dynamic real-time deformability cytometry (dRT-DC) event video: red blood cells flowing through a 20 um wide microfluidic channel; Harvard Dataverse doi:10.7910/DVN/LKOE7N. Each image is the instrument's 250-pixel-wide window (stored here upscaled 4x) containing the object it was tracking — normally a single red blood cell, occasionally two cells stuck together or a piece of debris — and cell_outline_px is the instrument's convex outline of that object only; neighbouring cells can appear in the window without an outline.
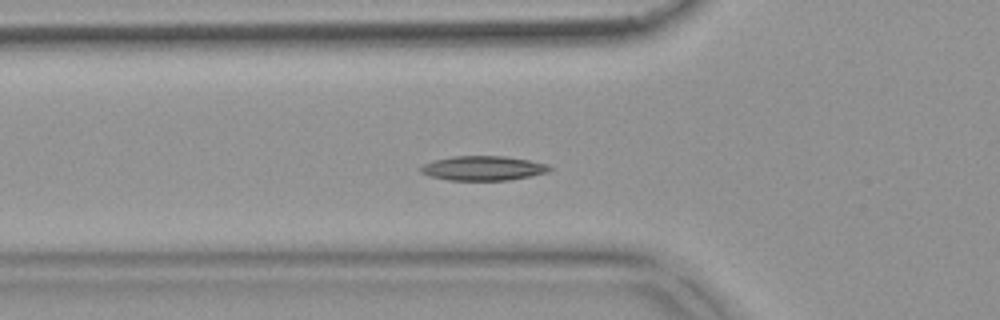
{"species": "common noctule bat (a hibernating species)", "species_latin": "Nyctalus noctula", "temperature_condition": "warm", "stored_images_in_passage": 53, "camera_frame_rate_fps": 3000, "um_per_image_px": 0.085, "animal": {"sex": "female", "body_mass_g": 18.4}, "frame": {"image": 1, "passage_image": 18, "time_ms": 5.667, "image_size_px": [1000, 320], "cell_outline_px": [[552, 168], [548, 172], [508, 180], [448, 180], [428, 176], [420, 172], [420, 168], [424, 164], [432, 160], [452, 156], [504, 156], [528, 160], [548, 164]], "centroid_in_image_um": [41.02, 14.29], "position_along_channel_um": 84.8, "area_um2": 18.38}}
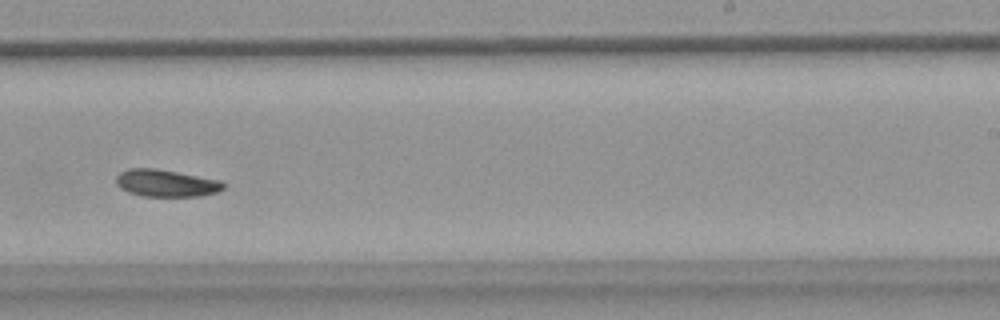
{"frame": {"image": 2, "passage_image": 33, "time_ms": 10.667, "image_size_px": [1000, 320], "cell_outline_px": [[224, 188], [216, 192], [200, 196], [140, 196], [128, 192], [120, 188], [116, 184], [116, 176], [120, 172], [128, 168], [156, 168], [220, 180], [224, 184]], "centroid_in_image_um": [14.07, 15.56], "position_along_channel_um": 274.9, "area_um2": 16.99}}
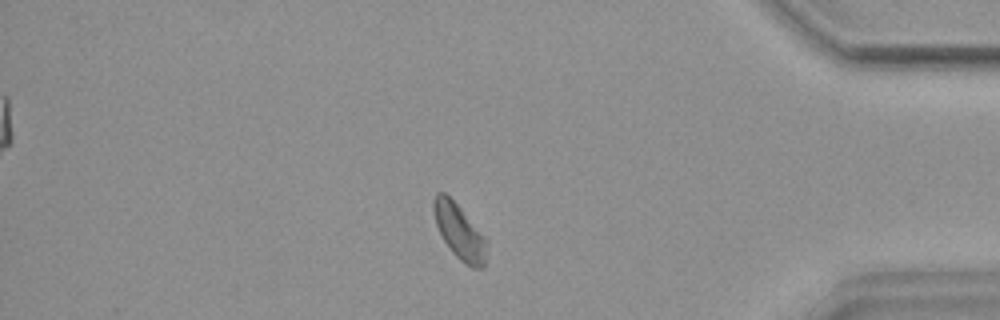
{"frame": {"image": 3, "passage_image": 45, "time_ms": 14.667, "image_size_px": [1000, 320], "cell_outline_px": [[488, 240], [484, 268], [472, 268], [460, 260], [452, 252], [444, 240], [436, 224], [432, 208], [432, 200], [436, 192], [444, 192], [460, 208]], "centroid_in_image_um": [39.05, 19.7], "position_along_channel_um": 396.1, "area_um2": 16.94}, "authors_computed_cell_mechanics": {"area_um2": 17.34, "velocity_mm_per_s": 3.8077, "shape_relaxation_time_tau1_ms": 8.1077, "shape_relaxation_time_tau2_ms": null, "deformation_change_tau1": 0.1463, "deformation_change_tau2": null}}